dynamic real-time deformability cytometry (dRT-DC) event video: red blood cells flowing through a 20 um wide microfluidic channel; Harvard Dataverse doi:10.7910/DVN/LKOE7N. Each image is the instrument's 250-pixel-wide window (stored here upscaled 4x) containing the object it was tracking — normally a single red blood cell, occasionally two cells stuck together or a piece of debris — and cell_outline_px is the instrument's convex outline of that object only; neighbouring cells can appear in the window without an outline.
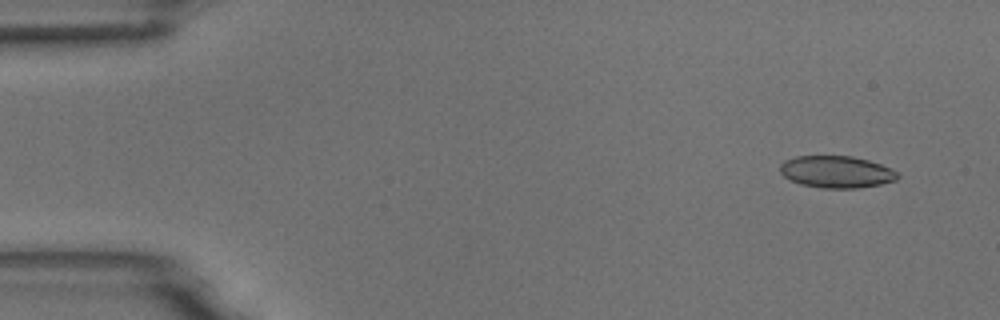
{"species": "common noctule bat (a hibernating species)", "species_latin": "Nyctalus noctula", "temperature_condition": "room temperature", "stored_images_in_passage": 5, "camera_frame_rate_fps": 3000, "um_per_image_px": 0.085, "animal": {"sex": "male", "body_mass_g": 18.8}, "frame": {"image": 1, "passage_image": 1, "time_ms": 0.0, "image_size_px": [1000, 320], "cell_outline_px": [[900, 176], [896, 180], [880, 184], [860, 188], [820, 188], [800, 184], [784, 176], [780, 172], [780, 164], [784, 160], [796, 156], [852, 156], [868, 160], [892, 168]], "centroid_in_image_um": [71.1, 14.61], "position_along_channel_um": 13.9, "area_um2": 21.96}}
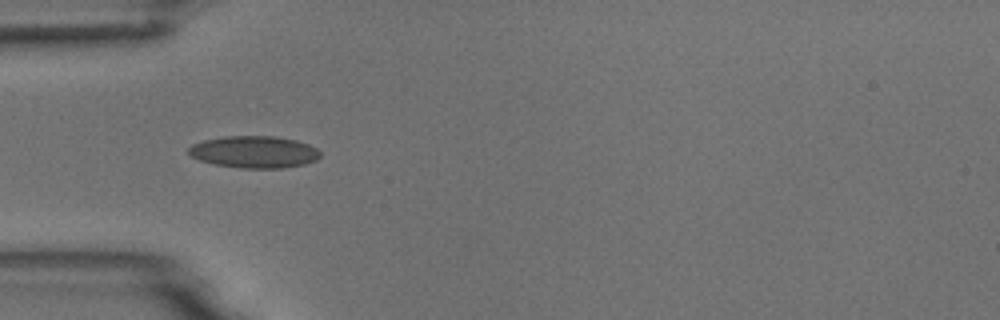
{"frame": {"image": 2, "passage_image": 4, "time_ms": 1.0, "image_size_px": [1000, 320], "cell_outline_px": [[320, 156], [316, 160], [304, 164], [284, 168], [240, 168], [216, 164], [200, 160], [192, 156], [188, 152], [188, 148], [192, 144], [204, 140], [224, 136], [272, 136], [296, 140], [308, 144], [316, 148], [320, 152]], "centroid_in_image_um": [21.61, 12.91], "position_along_channel_um": 63.4, "area_um2": 24.45}}